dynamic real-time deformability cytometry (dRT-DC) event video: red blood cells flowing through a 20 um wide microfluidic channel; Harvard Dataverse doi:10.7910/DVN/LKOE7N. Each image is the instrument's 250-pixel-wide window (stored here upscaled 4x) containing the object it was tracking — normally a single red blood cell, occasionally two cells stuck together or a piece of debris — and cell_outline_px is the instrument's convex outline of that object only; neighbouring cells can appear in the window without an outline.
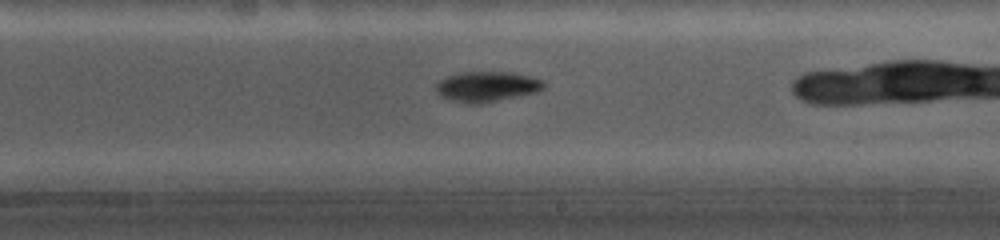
{"species": "common noctule bat (a hibernating species)", "species_latin": "Nyctalus noctula", "temperature_condition": "cold", "stored_images_in_passage": 17, "camera_frame_rate_fps": 5000, "um_per_image_px": 0.085, "animal": {"sex": "female", "body_mass_g": 19.0, "forearm_length_mm": 56.7}, "frame": {"image": 1, "passage_image": 10, "time_ms": 4.6, "image_size_px": [1000, 240], "cell_outline_px": [[544, 84], [540, 88], [532, 92], [480, 104], [464, 104], [440, 96], [436, 92], [436, 84], [440, 80], [448, 76], [464, 72], [504, 72], [524, 76], [540, 80]], "centroid_in_image_um": [41.24, 7.37], "position_along_channel_um": 247.8, "area_um2": 18.26}}
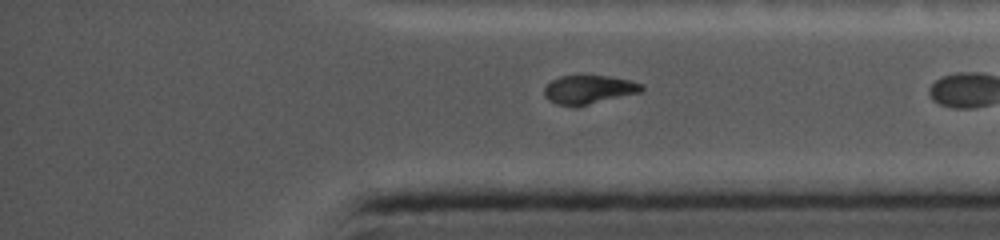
{"frame": {"image": 2, "passage_image": 17, "time_ms": 8.2, "image_size_px": [1000, 240], "cell_outline_px": [[644, 88], [640, 92], [588, 104], [556, 104], [548, 100], [544, 96], [544, 88], [552, 80], [560, 76], [604, 76], [628, 80], [640, 84]], "centroid_in_image_um": [50.01, 7.59], "position_along_channel_um": 385.2, "area_um2": 15.55}}